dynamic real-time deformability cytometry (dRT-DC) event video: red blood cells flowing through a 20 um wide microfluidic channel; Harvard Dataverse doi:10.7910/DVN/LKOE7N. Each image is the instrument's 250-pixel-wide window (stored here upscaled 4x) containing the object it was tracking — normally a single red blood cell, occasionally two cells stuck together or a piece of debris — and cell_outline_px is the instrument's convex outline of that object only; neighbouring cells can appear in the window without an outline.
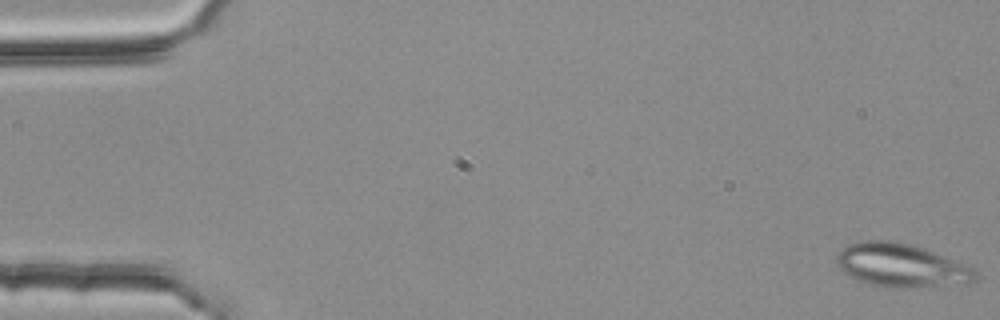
{"species": "common noctule bat (a hibernating species)", "species_latin": "Nyctalus noctula", "temperature_condition": "room temperature", "stored_images_in_passage": 5, "camera_frame_rate_fps": 3000, "um_per_image_px": 0.085, "animal": {"sex": "female", "body_mass_g": 25.1}, "frame": {"image": 1, "passage_image": 1, "time_ms": 0.0, "image_size_px": [1000, 320], "cell_outline_px": [[976, 276], [972, 280], [964, 284], [920, 288], [884, 288], [868, 284], [844, 272], [836, 264], [836, 252], [848, 244], [864, 240], [892, 240], [912, 244], [924, 248], [968, 264], [976, 272]], "centroid_in_image_um": [76.6, 22.56], "position_along_channel_um": 8.4, "area_um2": 35.72}}